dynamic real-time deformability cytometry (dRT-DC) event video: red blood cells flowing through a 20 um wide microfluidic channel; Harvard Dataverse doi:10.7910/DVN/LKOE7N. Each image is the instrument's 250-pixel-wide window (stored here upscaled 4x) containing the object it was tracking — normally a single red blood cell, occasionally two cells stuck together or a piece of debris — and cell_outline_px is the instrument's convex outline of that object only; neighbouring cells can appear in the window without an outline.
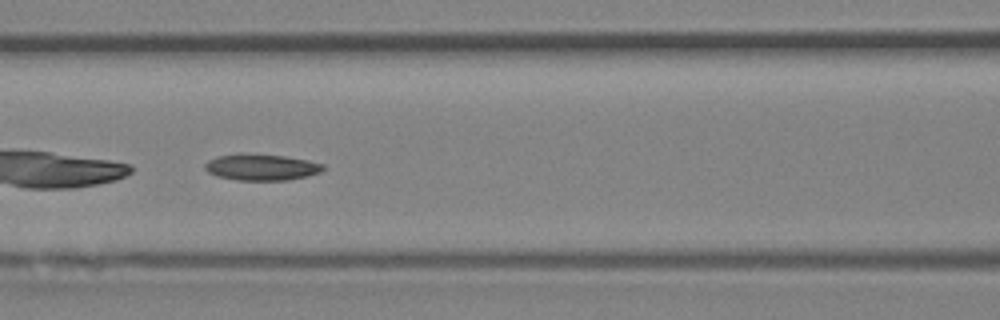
{"species": "Egyptian fruit bat (a non-hibernating species)", "species_latin": "Rousettus aegyptiacus", "temperature_condition": "room temperature", "stored_images_in_passage": 34, "camera_frame_rate_fps": 3000, "um_per_image_px": 0.085, "animal": {"sex": "female"}, "frame": {"image": 1, "passage_image": 10, "time_ms": 3.0, "image_size_px": [1000, 320], "cell_outline_px": [[324, 168], [320, 172], [308, 176], [288, 180], [236, 180], [216, 176], [208, 172], [204, 168], [204, 164], [208, 160], [216, 156], [236, 152], [240, 152], [284, 156], [308, 160], [324, 164]], "centroid_in_image_um": [22.17, 14.19], "position_along_channel_um": 144.4, "area_um2": 18.5}}
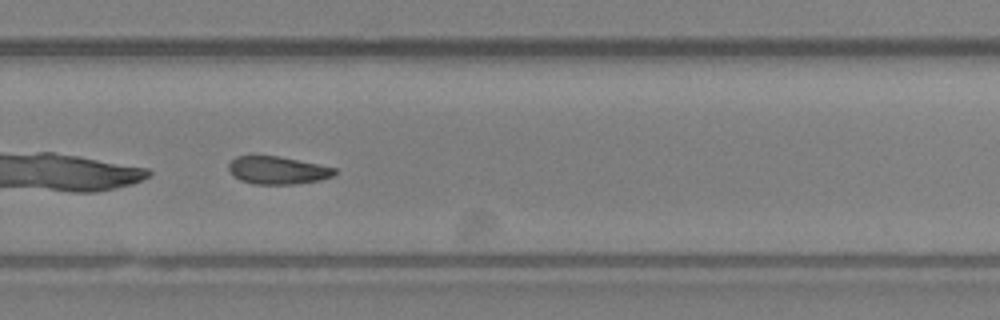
{"frame": {"image": 2, "passage_image": 20, "time_ms": 6.333, "image_size_px": [1000, 320], "cell_outline_px": [[336, 172], [332, 176], [316, 180], [296, 184], [256, 184], [240, 180], [228, 168], [228, 164], [236, 156], [280, 156], [336, 168]], "centroid_in_image_um": [23.59, 14.46], "position_along_channel_um": 306.2, "area_um2": 16.82}}